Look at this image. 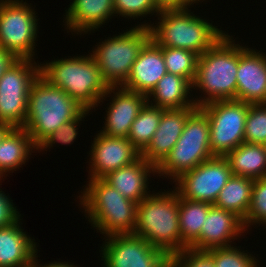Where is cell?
I'll return each instance as SVG.
<instances>
[{
  "label": "cell",
  "mask_w": 266,
  "mask_h": 267,
  "mask_svg": "<svg viewBox=\"0 0 266 267\" xmlns=\"http://www.w3.org/2000/svg\"><path fill=\"white\" fill-rule=\"evenodd\" d=\"M177 267H215L212 255L208 251L185 248L170 258Z\"/></svg>",
  "instance_id": "e575fe53"
},
{
  "label": "cell",
  "mask_w": 266,
  "mask_h": 267,
  "mask_svg": "<svg viewBox=\"0 0 266 267\" xmlns=\"http://www.w3.org/2000/svg\"><path fill=\"white\" fill-rule=\"evenodd\" d=\"M245 231L243 220L238 215L212 205L202 225L199 239L190 248L208 251L234 246V240L244 236L242 233Z\"/></svg>",
  "instance_id": "e0dca14e"
},
{
  "label": "cell",
  "mask_w": 266,
  "mask_h": 267,
  "mask_svg": "<svg viewBox=\"0 0 266 267\" xmlns=\"http://www.w3.org/2000/svg\"><path fill=\"white\" fill-rule=\"evenodd\" d=\"M12 129V127H10L7 124H2L0 123V144L4 138V136Z\"/></svg>",
  "instance_id": "60d3db41"
},
{
  "label": "cell",
  "mask_w": 266,
  "mask_h": 267,
  "mask_svg": "<svg viewBox=\"0 0 266 267\" xmlns=\"http://www.w3.org/2000/svg\"><path fill=\"white\" fill-rule=\"evenodd\" d=\"M79 197V205L89 223L106 236L133 234L137 203L121 195L103 179H89ZM88 216V217H87Z\"/></svg>",
  "instance_id": "5b68a950"
},
{
  "label": "cell",
  "mask_w": 266,
  "mask_h": 267,
  "mask_svg": "<svg viewBox=\"0 0 266 267\" xmlns=\"http://www.w3.org/2000/svg\"><path fill=\"white\" fill-rule=\"evenodd\" d=\"M208 116L213 156L226 157L244 141L249 104L235 100L210 102L200 107Z\"/></svg>",
  "instance_id": "8fae6325"
},
{
  "label": "cell",
  "mask_w": 266,
  "mask_h": 267,
  "mask_svg": "<svg viewBox=\"0 0 266 267\" xmlns=\"http://www.w3.org/2000/svg\"><path fill=\"white\" fill-rule=\"evenodd\" d=\"M17 60V58L11 53L0 47V79L4 75L5 71Z\"/></svg>",
  "instance_id": "8d00e7d4"
},
{
  "label": "cell",
  "mask_w": 266,
  "mask_h": 267,
  "mask_svg": "<svg viewBox=\"0 0 266 267\" xmlns=\"http://www.w3.org/2000/svg\"><path fill=\"white\" fill-rule=\"evenodd\" d=\"M163 112L164 109L146 103L132 123L128 139L140 153L151 142Z\"/></svg>",
  "instance_id": "83f0119b"
},
{
  "label": "cell",
  "mask_w": 266,
  "mask_h": 267,
  "mask_svg": "<svg viewBox=\"0 0 266 267\" xmlns=\"http://www.w3.org/2000/svg\"><path fill=\"white\" fill-rule=\"evenodd\" d=\"M193 13L188 7L161 9L157 25L144 21L141 26L150 29L151 39L158 46L185 49L200 56L227 32Z\"/></svg>",
  "instance_id": "3957f363"
},
{
  "label": "cell",
  "mask_w": 266,
  "mask_h": 267,
  "mask_svg": "<svg viewBox=\"0 0 266 267\" xmlns=\"http://www.w3.org/2000/svg\"><path fill=\"white\" fill-rule=\"evenodd\" d=\"M104 239L100 246L102 267H162L170 259L135 234H114Z\"/></svg>",
  "instance_id": "7c38bea8"
},
{
  "label": "cell",
  "mask_w": 266,
  "mask_h": 267,
  "mask_svg": "<svg viewBox=\"0 0 266 267\" xmlns=\"http://www.w3.org/2000/svg\"><path fill=\"white\" fill-rule=\"evenodd\" d=\"M240 248L241 246H230L211 249L208 252L212 255L215 267H260L257 257Z\"/></svg>",
  "instance_id": "f546056e"
},
{
  "label": "cell",
  "mask_w": 266,
  "mask_h": 267,
  "mask_svg": "<svg viewBox=\"0 0 266 267\" xmlns=\"http://www.w3.org/2000/svg\"><path fill=\"white\" fill-rule=\"evenodd\" d=\"M35 150L37 147L25 128H12L0 144V180L17 171V168L20 169Z\"/></svg>",
  "instance_id": "cb8c5ba5"
},
{
  "label": "cell",
  "mask_w": 266,
  "mask_h": 267,
  "mask_svg": "<svg viewBox=\"0 0 266 267\" xmlns=\"http://www.w3.org/2000/svg\"><path fill=\"white\" fill-rule=\"evenodd\" d=\"M160 9L176 8V0H154Z\"/></svg>",
  "instance_id": "f35d334b"
},
{
  "label": "cell",
  "mask_w": 266,
  "mask_h": 267,
  "mask_svg": "<svg viewBox=\"0 0 266 267\" xmlns=\"http://www.w3.org/2000/svg\"><path fill=\"white\" fill-rule=\"evenodd\" d=\"M110 96L112 100L106 110L103 130L98 132L109 137H128L132 123L147 103V96L122 86H109L100 103Z\"/></svg>",
  "instance_id": "9a60e30c"
},
{
  "label": "cell",
  "mask_w": 266,
  "mask_h": 267,
  "mask_svg": "<svg viewBox=\"0 0 266 267\" xmlns=\"http://www.w3.org/2000/svg\"><path fill=\"white\" fill-rule=\"evenodd\" d=\"M254 179L232 175L221 189L214 206L231 211L243 221L248 213Z\"/></svg>",
  "instance_id": "484cf974"
},
{
  "label": "cell",
  "mask_w": 266,
  "mask_h": 267,
  "mask_svg": "<svg viewBox=\"0 0 266 267\" xmlns=\"http://www.w3.org/2000/svg\"><path fill=\"white\" fill-rule=\"evenodd\" d=\"M244 141L251 144L266 143V103L249 104Z\"/></svg>",
  "instance_id": "4dcf8cb0"
},
{
  "label": "cell",
  "mask_w": 266,
  "mask_h": 267,
  "mask_svg": "<svg viewBox=\"0 0 266 267\" xmlns=\"http://www.w3.org/2000/svg\"><path fill=\"white\" fill-rule=\"evenodd\" d=\"M165 74L167 70L162 49L150 39L140 50L128 79L121 86L147 96Z\"/></svg>",
  "instance_id": "d6986e66"
},
{
  "label": "cell",
  "mask_w": 266,
  "mask_h": 267,
  "mask_svg": "<svg viewBox=\"0 0 266 267\" xmlns=\"http://www.w3.org/2000/svg\"><path fill=\"white\" fill-rule=\"evenodd\" d=\"M20 220L0 228V267H30L38 253L35 239L24 232Z\"/></svg>",
  "instance_id": "44dd1931"
},
{
  "label": "cell",
  "mask_w": 266,
  "mask_h": 267,
  "mask_svg": "<svg viewBox=\"0 0 266 267\" xmlns=\"http://www.w3.org/2000/svg\"><path fill=\"white\" fill-rule=\"evenodd\" d=\"M150 174L155 176L156 167L141 157L135 163L112 171L102 179L121 195L138 204L151 194L148 188Z\"/></svg>",
  "instance_id": "7402d4cb"
},
{
  "label": "cell",
  "mask_w": 266,
  "mask_h": 267,
  "mask_svg": "<svg viewBox=\"0 0 266 267\" xmlns=\"http://www.w3.org/2000/svg\"><path fill=\"white\" fill-rule=\"evenodd\" d=\"M226 33L198 57L192 89L202 92L194 100L197 107L221 100H236L239 44Z\"/></svg>",
  "instance_id": "6da1fadb"
},
{
  "label": "cell",
  "mask_w": 266,
  "mask_h": 267,
  "mask_svg": "<svg viewBox=\"0 0 266 267\" xmlns=\"http://www.w3.org/2000/svg\"><path fill=\"white\" fill-rule=\"evenodd\" d=\"M65 11L66 30L78 35L98 30L115 16L113 0H73Z\"/></svg>",
  "instance_id": "ffe728a7"
},
{
  "label": "cell",
  "mask_w": 266,
  "mask_h": 267,
  "mask_svg": "<svg viewBox=\"0 0 266 267\" xmlns=\"http://www.w3.org/2000/svg\"><path fill=\"white\" fill-rule=\"evenodd\" d=\"M196 108L164 109L158 128L141 157L157 167L180 138L187 118Z\"/></svg>",
  "instance_id": "ac0fdd59"
},
{
  "label": "cell",
  "mask_w": 266,
  "mask_h": 267,
  "mask_svg": "<svg viewBox=\"0 0 266 267\" xmlns=\"http://www.w3.org/2000/svg\"><path fill=\"white\" fill-rule=\"evenodd\" d=\"M113 6L115 16L129 17L130 20L145 18L150 14L157 16L161 11L154 0H113Z\"/></svg>",
  "instance_id": "836d02e7"
},
{
  "label": "cell",
  "mask_w": 266,
  "mask_h": 267,
  "mask_svg": "<svg viewBox=\"0 0 266 267\" xmlns=\"http://www.w3.org/2000/svg\"><path fill=\"white\" fill-rule=\"evenodd\" d=\"M205 1V0H203ZM202 0H176V8H191V6L193 5L194 7V3H199V2H203Z\"/></svg>",
  "instance_id": "ab89813d"
},
{
  "label": "cell",
  "mask_w": 266,
  "mask_h": 267,
  "mask_svg": "<svg viewBox=\"0 0 266 267\" xmlns=\"http://www.w3.org/2000/svg\"><path fill=\"white\" fill-rule=\"evenodd\" d=\"M162 267H177V266L171 259H169Z\"/></svg>",
  "instance_id": "b9f144b4"
},
{
  "label": "cell",
  "mask_w": 266,
  "mask_h": 267,
  "mask_svg": "<svg viewBox=\"0 0 266 267\" xmlns=\"http://www.w3.org/2000/svg\"><path fill=\"white\" fill-rule=\"evenodd\" d=\"M23 0H0V47L17 59L35 60L37 13Z\"/></svg>",
  "instance_id": "9c48e42d"
},
{
  "label": "cell",
  "mask_w": 266,
  "mask_h": 267,
  "mask_svg": "<svg viewBox=\"0 0 266 267\" xmlns=\"http://www.w3.org/2000/svg\"><path fill=\"white\" fill-rule=\"evenodd\" d=\"M92 142L89 151L90 177L87 179H102L108 173L131 165L141 158V153L128 137H109L99 132Z\"/></svg>",
  "instance_id": "5bb4252c"
},
{
  "label": "cell",
  "mask_w": 266,
  "mask_h": 267,
  "mask_svg": "<svg viewBox=\"0 0 266 267\" xmlns=\"http://www.w3.org/2000/svg\"><path fill=\"white\" fill-rule=\"evenodd\" d=\"M40 75L85 110H95L109 87L90 52L40 64Z\"/></svg>",
  "instance_id": "277c9868"
},
{
  "label": "cell",
  "mask_w": 266,
  "mask_h": 267,
  "mask_svg": "<svg viewBox=\"0 0 266 267\" xmlns=\"http://www.w3.org/2000/svg\"><path fill=\"white\" fill-rule=\"evenodd\" d=\"M159 47L162 49L167 73L182 76L192 84L196 76L199 56L185 49Z\"/></svg>",
  "instance_id": "f1b7e54d"
},
{
  "label": "cell",
  "mask_w": 266,
  "mask_h": 267,
  "mask_svg": "<svg viewBox=\"0 0 266 267\" xmlns=\"http://www.w3.org/2000/svg\"><path fill=\"white\" fill-rule=\"evenodd\" d=\"M191 89L192 84L186 78L167 73L147 95V103L162 109L197 107L194 98L189 99Z\"/></svg>",
  "instance_id": "603a6c76"
},
{
  "label": "cell",
  "mask_w": 266,
  "mask_h": 267,
  "mask_svg": "<svg viewBox=\"0 0 266 267\" xmlns=\"http://www.w3.org/2000/svg\"><path fill=\"white\" fill-rule=\"evenodd\" d=\"M133 234L147 240L169 258L180 253L182 246L179 228V194L175 189L152 193L136 206V225Z\"/></svg>",
  "instance_id": "7a4b0ae2"
},
{
  "label": "cell",
  "mask_w": 266,
  "mask_h": 267,
  "mask_svg": "<svg viewBox=\"0 0 266 267\" xmlns=\"http://www.w3.org/2000/svg\"><path fill=\"white\" fill-rule=\"evenodd\" d=\"M264 150H265V154H266V143L263 144Z\"/></svg>",
  "instance_id": "7bdbcfd3"
},
{
  "label": "cell",
  "mask_w": 266,
  "mask_h": 267,
  "mask_svg": "<svg viewBox=\"0 0 266 267\" xmlns=\"http://www.w3.org/2000/svg\"><path fill=\"white\" fill-rule=\"evenodd\" d=\"M85 109L61 88L51 85L41 75L28 95L26 123L23 128L37 147L63 123L77 118Z\"/></svg>",
  "instance_id": "8992f818"
},
{
  "label": "cell",
  "mask_w": 266,
  "mask_h": 267,
  "mask_svg": "<svg viewBox=\"0 0 266 267\" xmlns=\"http://www.w3.org/2000/svg\"><path fill=\"white\" fill-rule=\"evenodd\" d=\"M39 257V255H37L36 254V256H35V258H34V260H33V264H32V266L33 267H78V266H76V265H74V263H72L71 264V262H61V261H54V262H50V263H45V264H39L38 263V258Z\"/></svg>",
  "instance_id": "74e56055"
},
{
  "label": "cell",
  "mask_w": 266,
  "mask_h": 267,
  "mask_svg": "<svg viewBox=\"0 0 266 267\" xmlns=\"http://www.w3.org/2000/svg\"><path fill=\"white\" fill-rule=\"evenodd\" d=\"M209 136L208 116L197 107L187 118L174 147L156 167L159 178L163 176L172 179L174 183L185 172L212 158Z\"/></svg>",
  "instance_id": "52a82bcc"
},
{
  "label": "cell",
  "mask_w": 266,
  "mask_h": 267,
  "mask_svg": "<svg viewBox=\"0 0 266 267\" xmlns=\"http://www.w3.org/2000/svg\"><path fill=\"white\" fill-rule=\"evenodd\" d=\"M39 64L32 59H17L5 71L0 79V123L12 128L24 127L28 95L40 76Z\"/></svg>",
  "instance_id": "30bf717a"
},
{
  "label": "cell",
  "mask_w": 266,
  "mask_h": 267,
  "mask_svg": "<svg viewBox=\"0 0 266 267\" xmlns=\"http://www.w3.org/2000/svg\"><path fill=\"white\" fill-rule=\"evenodd\" d=\"M236 100L266 103V54L239 44Z\"/></svg>",
  "instance_id": "2e32d148"
},
{
  "label": "cell",
  "mask_w": 266,
  "mask_h": 267,
  "mask_svg": "<svg viewBox=\"0 0 266 267\" xmlns=\"http://www.w3.org/2000/svg\"><path fill=\"white\" fill-rule=\"evenodd\" d=\"M17 210L13 200L0 189V228L9 226L22 217Z\"/></svg>",
  "instance_id": "d590c367"
},
{
  "label": "cell",
  "mask_w": 266,
  "mask_h": 267,
  "mask_svg": "<svg viewBox=\"0 0 266 267\" xmlns=\"http://www.w3.org/2000/svg\"><path fill=\"white\" fill-rule=\"evenodd\" d=\"M123 32L99 42L90 53L108 86H121L128 79L140 50L151 39L150 29L140 24Z\"/></svg>",
  "instance_id": "ba28073f"
},
{
  "label": "cell",
  "mask_w": 266,
  "mask_h": 267,
  "mask_svg": "<svg viewBox=\"0 0 266 267\" xmlns=\"http://www.w3.org/2000/svg\"><path fill=\"white\" fill-rule=\"evenodd\" d=\"M243 223L246 231L252 225L266 224V177L254 180L248 213Z\"/></svg>",
  "instance_id": "1f68e13d"
},
{
  "label": "cell",
  "mask_w": 266,
  "mask_h": 267,
  "mask_svg": "<svg viewBox=\"0 0 266 267\" xmlns=\"http://www.w3.org/2000/svg\"><path fill=\"white\" fill-rule=\"evenodd\" d=\"M226 158L233 175L254 180L266 177V154L262 144L243 142Z\"/></svg>",
  "instance_id": "d4e9b609"
},
{
  "label": "cell",
  "mask_w": 266,
  "mask_h": 267,
  "mask_svg": "<svg viewBox=\"0 0 266 267\" xmlns=\"http://www.w3.org/2000/svg\"><path fill=\"white\" fill-rule=\"evenodd\" d=\"M212 204L187 200L179 195V228L182 246L190 248L198 239Z\"/></svg>",
  "instance_id": "4316f807"
},
{
  "label": "cell",
  "mask_w": 266,
  "mask_h": 267,
  "mask_svg": "<svg viewBox=\"0 0 266 267\" xmlns=\"http://www.w3.org/2000/svg\"><path fill=\"white\" fill-rule=\"evenodd\" d=\"M232 175L227 158L213 156L176 179L174 189L182 198L214 205Z\"/></svg>",
  "instance_id": "4fadbf2b"
},
{
  "label": "cell",
  "mask_w": 266,
  "mask_h": 267,
  "mask_svg": "<svg viewBox=\"0 0 266 267\" xmlns=\"http://www.w3.org/2000/svg\"><path fill=\"white\" fill-rule=\"evenodd\" d=\"M90 112L92 111L84 110L77 118L63 123L56 131L50 134L37 146L38 153L41 151H47L46 149H50L55 143H61L62 145L73 144L79 134L78 126L82 123L81 121H84V117L88 116Z\"/></svg>",
  "instance_id": "d6a6232c"
}]
</instances>
